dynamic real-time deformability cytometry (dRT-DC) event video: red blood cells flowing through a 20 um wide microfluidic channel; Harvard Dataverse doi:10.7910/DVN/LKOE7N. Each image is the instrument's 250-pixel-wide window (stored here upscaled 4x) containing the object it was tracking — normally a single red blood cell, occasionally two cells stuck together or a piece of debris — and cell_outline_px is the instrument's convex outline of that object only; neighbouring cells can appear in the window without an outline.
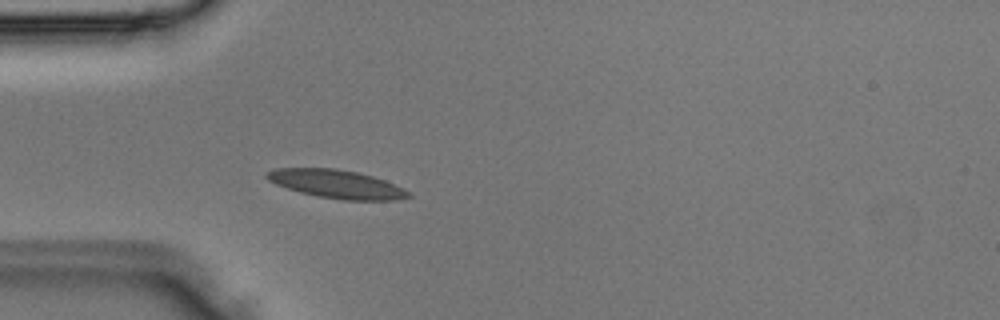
{"species": "Egyptian fruit bat (a non-hibernating species)", "species_latin": "Rousettus aegyptiacus", "temperature_condition": "room temperature", "stored_images_in_passage": 4, "camera_frame_rate_fps": 3000, "um_per_image_px": 0.085, "animal": {"sex": "male"}, "frame": {"image": 1, "passage_image": 4, "time_ms": 1.0, "image_size_px": [1000, 320], "cell_outline_px": [[412, 196], [396, 200], [344, 200], [316, 196], [300, 192], [276, 184], [268, 180], [264, 176], [268, 172], [276, 168], [336, 168], [356, 172], [372, 176], [384, 180], [404, 188], [412, 192]], "centroid_in_image_um": [28.64, 15.65], "position_along_channel_um": 56.4, "area_um2": 23.41}}